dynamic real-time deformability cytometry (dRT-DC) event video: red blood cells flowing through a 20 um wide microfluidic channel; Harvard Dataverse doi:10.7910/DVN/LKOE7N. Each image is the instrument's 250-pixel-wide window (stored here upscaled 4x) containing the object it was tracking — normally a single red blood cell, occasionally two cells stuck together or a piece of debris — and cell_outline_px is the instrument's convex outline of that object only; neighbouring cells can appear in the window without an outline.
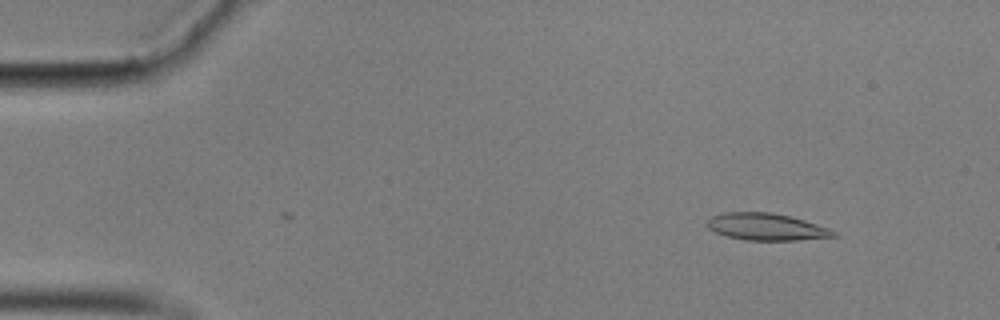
{"species": "common noctule bat (a hibernating species)", "species_latin": "Nyctalus noctula", "temperature_condition": "cold", "stored_images_in_passage": 3, "camera_frame_rate_fps": 3000, "um_per_image_px": 0.085, "animal": {"sex": "male", "body_mass_g": 17.9}, "frame": {"image": 1, "passage_image": 3, "time_ms": 0.667, "image_size_px": [1000, 320], "cell_outline_px": [[840, 236], [796, 240], [744, 240], [728, 236], [716, 232], [708, 228], [708, 220], [712, 216], [724, 212], [772, 212], [804, 220], [832, 228], [840, 232]], "centroid_in_image_um": [65.23, 19.28], "position_along_channel_um": 19.8, "area_um2": 20.0}}